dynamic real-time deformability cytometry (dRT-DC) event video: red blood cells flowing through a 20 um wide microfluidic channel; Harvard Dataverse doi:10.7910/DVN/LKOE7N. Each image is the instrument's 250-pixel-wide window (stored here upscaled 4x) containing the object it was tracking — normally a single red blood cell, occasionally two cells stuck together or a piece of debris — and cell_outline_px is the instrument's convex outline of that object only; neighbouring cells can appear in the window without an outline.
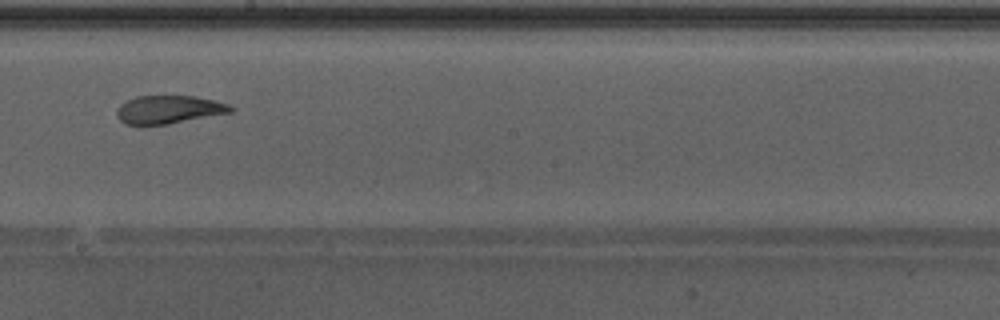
{"species": "Egyptian fruit bat (a non-hibernating species)", "species_latin": "Rousettus aegyptiacus", "temperature_condition": "warm", "stored_images_in_passage": 32, "camera_frame_rate_fps": 3000, "um_per_image_px": 0.085, "animal": {"sex": "male"}, "frame": {"image": 1, "passage_image": 14, "time_ms": 4.333, "image_size_px": [1000, 320], "cell_outline_px": [[236, 108], [232, 112], [168, 124], [140, 128], [124, 124], [116, 116], [116, 108], [120, 104], [136, 96], [196, 96], [228, 104]], "centroid_in_image_um": [14.27, 9.35], "position_along_channel_um": 233.9, "area_um2": 19.25}}